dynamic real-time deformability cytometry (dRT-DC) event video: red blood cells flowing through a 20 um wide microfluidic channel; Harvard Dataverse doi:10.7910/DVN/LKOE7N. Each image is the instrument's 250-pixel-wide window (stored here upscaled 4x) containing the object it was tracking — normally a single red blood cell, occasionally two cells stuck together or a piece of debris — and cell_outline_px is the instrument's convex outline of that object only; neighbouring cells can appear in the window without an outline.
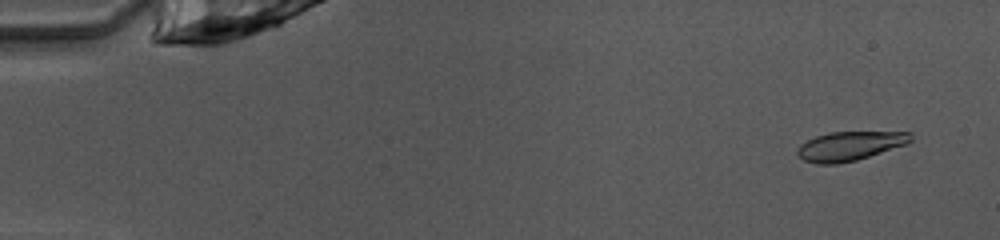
{"species": "common noctule bat (a hibernating species)", "species_latin": "Nyctalus noctula", "temperature_condition": "warm", "stored_images_in_passage": 50, "camera_frame_rate_fps": 3000, "um_per_image_px": 0.085, "animal": {"sex": "female", "body_mass_g": 10.0, "forearm_length_mm": 53.1}, "frame": {"image": 1, "passage_image": 4, "time_ms": 1.0, "image_size_px": [1000, 240], "cell_outline_px": [[912, 140], [908, 144], [856, 160], [836, 164], [816, 164], [804, 160], [796, 152], [800, 144], [816, 136], [832, 132], [912, 132]], "centroid_in_image_um": [72.25, 12.41], "position_along_channel_um": 12.7, "area_um2": 19.13}}
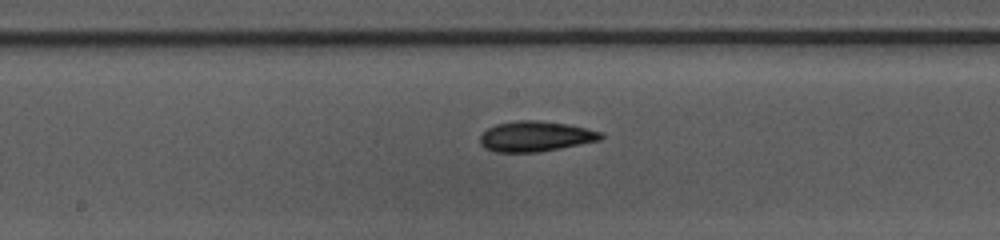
{"frame": {"image": 2, "passage_image": 27, "time_ms": 8.667, "image_size_px": [1000, 240], "cell_outline_px": [[604, 136], [600, 140], [560, 148], [536, 152], [492, 152], [484, 148], [480, 144], [480, 136], [488, 128], [496, 124], [516, 120], [536, 120], [568, 124], [588, 128], [600, 132]], "centroid_in_image_um": [45.49, 11.59], "position_along_channel_um": 202.7, "area_um2": 21.39}}
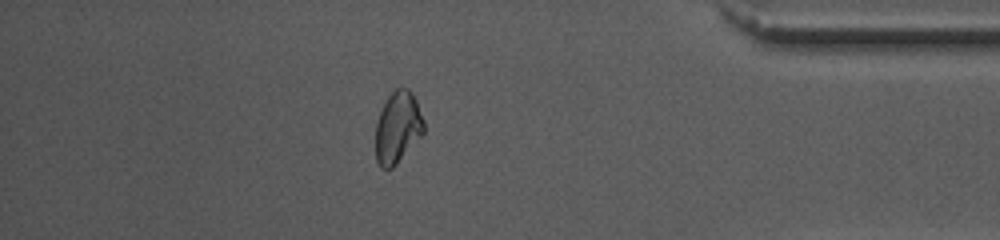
{"frame": {"image": 3, "passage_image": 44, "time_ms": 14.333, "image_size_px": [1000, 240], "cell_outline_px": [[424, 132], [396, 164], [392, 168], [380, 168], [376, 160], [376, 120], [388, 96], [396, 88], [408, 88], [412, 92], [416, 100], [424, 120]], "centroid_in_image_um": [33.8, 10.82], "position_along_channel_um": 401.4, "area_um2": 20.0}, "authors_computed_cell_mechanics": {"area_um2": 20.1433, "velocity_mm_per_s": 4.0407, "shape_relaxation_time_tau1_ms": 4.3908, "shape_relaxation_time_tau2_ms": 1.5507, "deformation_change_tau1": 0.1538, "deformation_change_tau2": 0.0788}}